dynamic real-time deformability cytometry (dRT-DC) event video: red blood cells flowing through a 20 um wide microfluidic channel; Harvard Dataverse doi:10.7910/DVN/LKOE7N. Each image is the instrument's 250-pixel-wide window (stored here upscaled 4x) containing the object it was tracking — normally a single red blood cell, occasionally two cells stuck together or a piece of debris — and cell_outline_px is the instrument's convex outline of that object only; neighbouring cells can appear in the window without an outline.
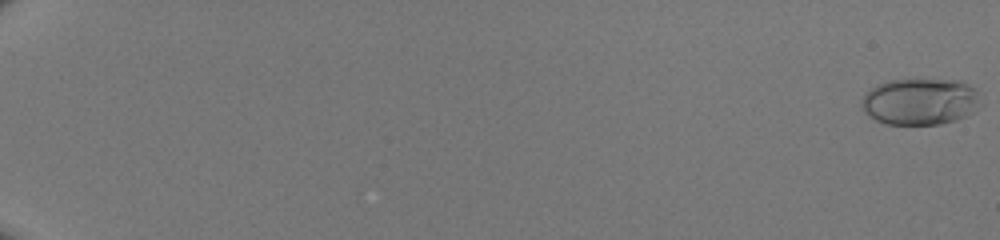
{"species": "human", "species_latin": "Homo sapiens", "temperature_condition": "room temperature", "stored_images_in_passage": 52, "camera_frame_rate_fps": 3000, "um_per_image_px": 0.085, "donor": {"sex": "male"}, "frame": {"image": 1, "passage_image": 1, "time_ms": 0.0, "image_size_px": [1000, 240], "cell_outline_px": [[984, 104], [972, 112], [956, 120], [940, 124], [884, 124], [876, 120], [864, 112], [860, 104], [860, 100], [876, 84], [888, 80], [960, 80], [968, 84], [976, 92]], "centroid_in_image_um": [78.21, 8.64], "position_along_channel_um": 6.8, "area_um2": 32.43}}
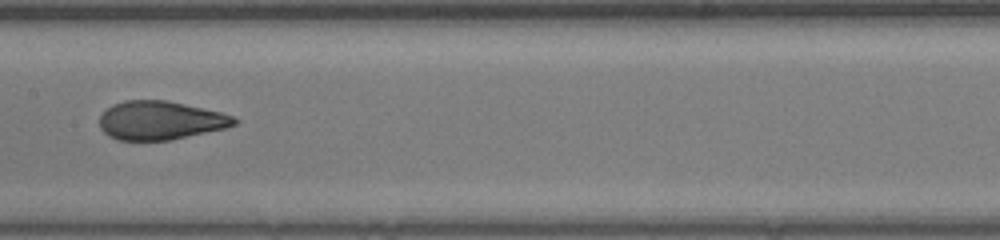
{"frame": {"image": 2, "passage_image": 31, "time_ms": 10.0, "image_size_px": [1000, 240], "cell_outline_px": [[236, 124], [224, 128], [168, 140], [120, 140], [108, 136], [100, 128], [100, 116], [112, 104], [124, 100], [168, 100], [220, 112], [232, 116], [236, 120]], "centroid_in_image_um": [13.58, 10.22], "position_along_channel_um": 193.8, "area_um2": 30.0}}
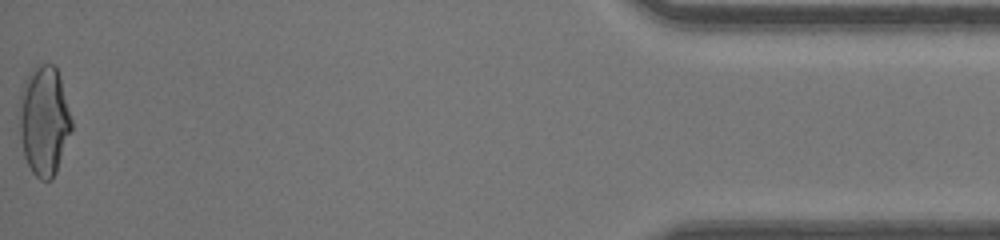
{"frame": {"image": 3, "passage_image": 52, "time_ms": 17.0, "image_size_px": [1000, 240], "cell_outline_px": [[72, 128], [56, 172], [52, 180], [40, 180], [32, 172], [24, 156], [20, 136], [20, 96], [24, 84], [32, 68], [40, 64], [56, 64], [60, 76], [72, 120]], "centroid_in_image_um": [3.76, 10.25], "position_along_channel_um": 431.4, "area_um2": 33.18}}